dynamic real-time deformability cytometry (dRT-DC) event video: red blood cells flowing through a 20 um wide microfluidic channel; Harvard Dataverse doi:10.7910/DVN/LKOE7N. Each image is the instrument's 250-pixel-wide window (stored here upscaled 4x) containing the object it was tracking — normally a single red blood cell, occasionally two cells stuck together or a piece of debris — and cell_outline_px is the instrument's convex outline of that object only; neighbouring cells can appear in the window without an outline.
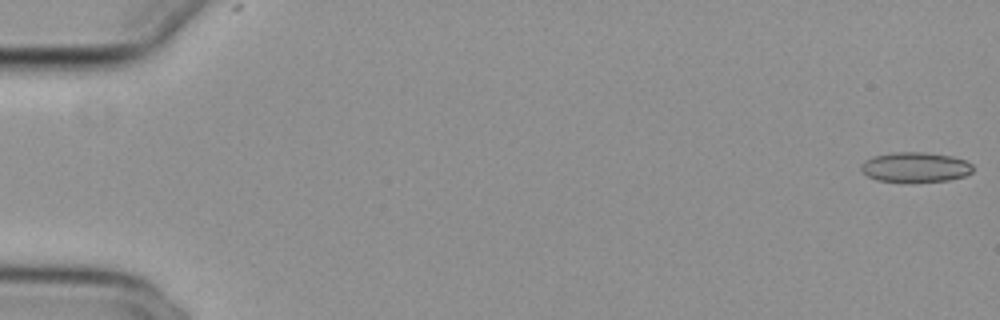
{"species": "common noctule bat (a hibernating species)", "species_latin": "Nyctalus noctula", "temperature_condition": "cold", "stored_images_in_passage": 55, "camera_frame_rate_fps": 3000, "um_per_image_px": 0.085, "animal": {"sex": "female", "body_mass_g": 29.2, "forearm_length_mm": 56.3}, "frame": {"image": 1, "passage_image": 1, "time_ms": 0.0, "image_size_px": [1000, 320], "cell_outline_px": [[972, 172], [964, 176], [948, 180], [876, 180], [868, 176], [860, 168], [860, 164], [864, 160], [872, 156], [892, 152], [924, 152], [952, 156], [964, 160], [972, 164]], "centroid_in_image_um": [77.78, 14.17], "position_along_channel_um": 7.2, "area_um2": 19.07}}
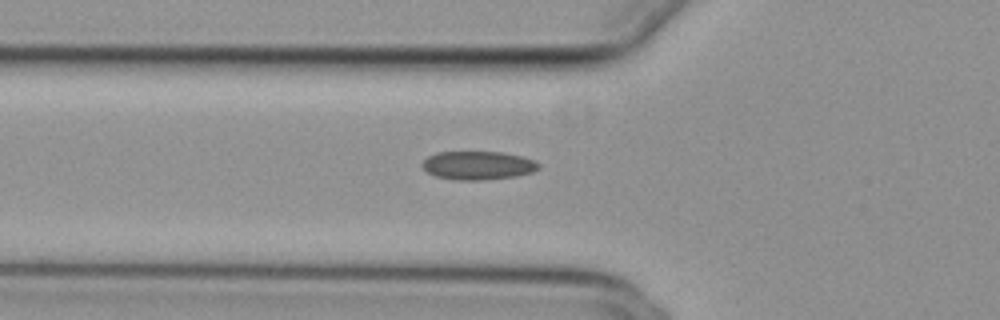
{"frame": {"image": 2, "passage_image": 20, "time_ms": 6.333, "image_size_px": [1000, 320], "cell_outline_px": [[540, 168], [532, 172], [516, 176], [484, 180], [456, 180], [436, 176], [428, 172], [420, 164], [428, 156], [436, 152], [504, 152], [536, 160], [540, 164]], "centroid_in_image_um": [40.64, 14.06], "position_along_channel_um": 85.2, "area_um2": 19.42}}
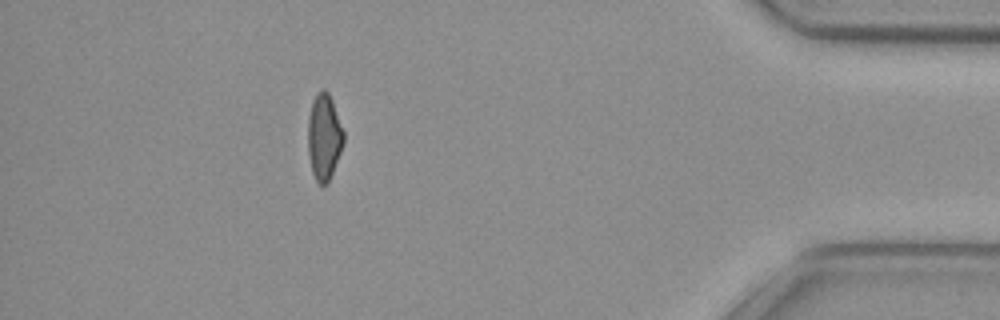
{"frame": {"image": 3, "passage_image": 49, "time_ms": 16.0, "image_size_px": [1000, 320], "cell_outline_px": [[344, 140], [340, 152], [328, 184], [320, 184], [316, 180], [312, 172], [308, 152], [308, 116], [312, 100], [316, 92], [324, 88], [328, 92], [332, 100], [344, 132]], "centroid_in_image_um": [27.53, 11.6], "position_along_channel_um": 407.7, "area_um2": 17.92}, "authors_computed_cell_mechanics": {"area_um2": 19.074, "velocity_mm_per_s": 3.8435, "shape_relaxation_time_tau1_ms": null, "shape_relaxation_time_tau2_ms": 10.1218, "deformation_change_tau1": null, "deformation_change_tau2": 0.1607}}